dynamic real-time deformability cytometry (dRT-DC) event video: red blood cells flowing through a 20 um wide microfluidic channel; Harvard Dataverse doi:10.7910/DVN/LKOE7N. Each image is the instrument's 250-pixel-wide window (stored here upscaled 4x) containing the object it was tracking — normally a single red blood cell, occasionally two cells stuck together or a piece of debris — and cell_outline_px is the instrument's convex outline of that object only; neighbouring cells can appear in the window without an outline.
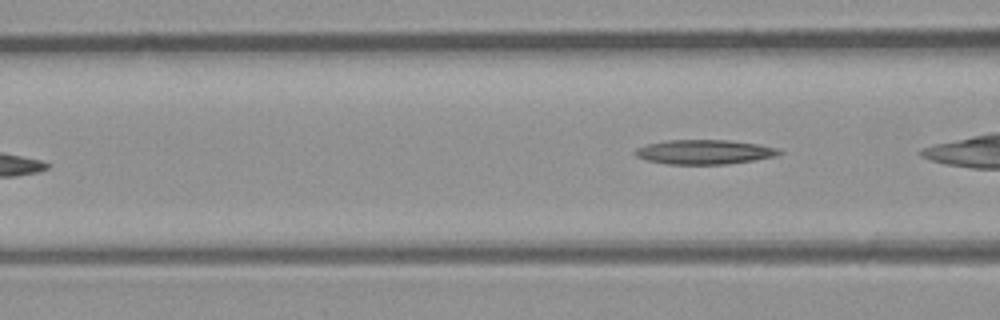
{"species": "common noctule bat (a hibernating species)", "species_latin": "Nyctalus noctula", "temperature_condition": "room temperature", "stored_images_in_passage": 6, "camera_frame_rate_fps": 3000, "um_per_image_px": 0.085, "animal": {"sex": "male", "body_mass_g": 23.1, "forearm_length_mm": 52.7}, "frame": {"image": 1, "passage_image": 6, "time_ms": 5.667, "image_size_px": [1000, 320], "cell_outline_px": [[784, 152], [776, 156], [728, 164], [668, 164], [648, 160], [636, 156], [632, 152], [636, 148], [648, 144], [668, 140], [728, 140], [760, 144], [776, 148]], "centroid_in_image_um": [59.87, 12.91], "position_along_channel_um": 106.7, "area_um2": 20.46}}